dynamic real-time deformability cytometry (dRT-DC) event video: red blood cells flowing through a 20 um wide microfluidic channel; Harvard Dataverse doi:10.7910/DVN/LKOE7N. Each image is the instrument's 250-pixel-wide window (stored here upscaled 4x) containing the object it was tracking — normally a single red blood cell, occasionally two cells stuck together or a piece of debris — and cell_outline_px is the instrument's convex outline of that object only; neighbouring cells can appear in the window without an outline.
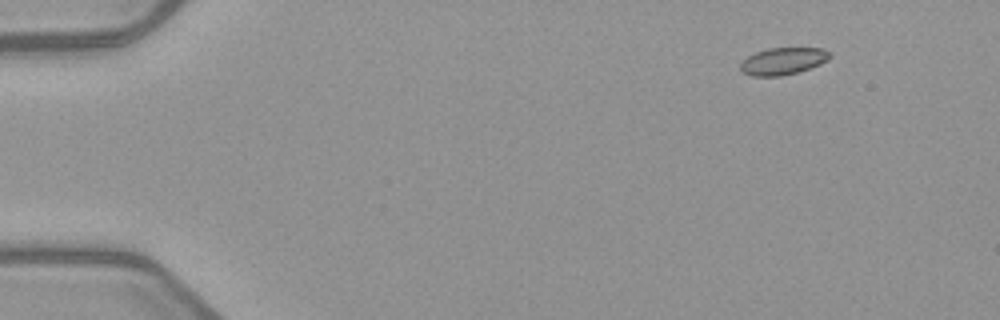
{"species": "common noctule bat (a hibernating species)", "species_latin": "Nyctalus noctula", "temperature_condition": "warm", "stored_images_in_passage": 4, "camera_frame_rate_fps": 3000, "um_per_image_px": 0.085, "animal": {"sex": "female", "body_mass_g": 21.9}, "frame": {"image": 1, "passage_image": 1, "time_ms": 0.0, "image_size_px": [1000, 320], "cell_outline_px": [[832, 56], [828, 60], [820, 64], [800, 72], [780, 76], [752, 76], [740, 72], [740, 64], [748, 56], [756, 52], [768, 48], [824, 48], [832, 52]], "centroid_in_image_um": [66.59, 5.2], "position_along_channel_um": 18.4, "area_um2": 14.33}}
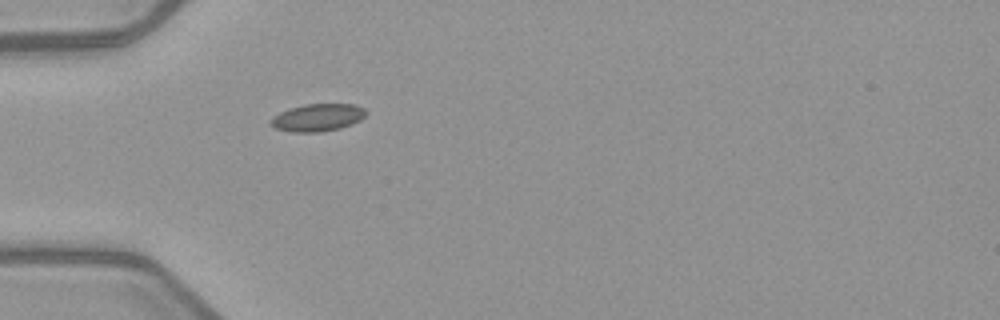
{"frame": {"image": 2, "passage_image": 4, "time_ms": 3.667, "image_size_px": [1000, 320], "cell_outline_px": [[368, 112], [360, 120], [352, 124], [340, 128], [320, 132], [292, 132], [276, 128], [268, 124], [268, 120], [272, 116], [288, 108], [304, 104], [356, 104], [364, 108]], "centroid_in_image_um": [26.97, 9.98], "position_along_channel_um": 58.0, "area_um2": 15.49}}